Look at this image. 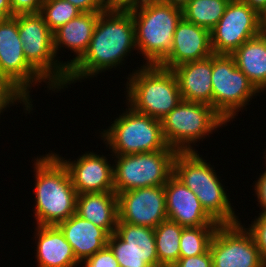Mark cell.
Masks as SVG:
<instances>
[{
    "mask_svg": "<svg viewBox=\"0 0 266 267\" xmlns=\"http://www.w3.org/2000/svg\"><path fill=\"white\" fill-rule=\"evenodd\" d=\"M115 233L150 267H158L154 228L118 222Z\"/></svg>",
    "mask_w": 266,
    "mask_h": 267,
    "instance_id": "cb8c5ba5",
    "label": "cell"
},
{
    "mask_svg": "<svg viewBox=\"0 0 266 267\" xmlns=\"http://www.w3.org/2000/svg\"><path fill=\"white\" fill-rule=\"evenodd\" d=\"M126 106L108 128L99 131V138L112 155L175 150L164 138L161 120L139 113L127 103Z\"/></svg>",
    "mask_w": 266,
    "mask_h": 267,
    "instance_id": "8992f818",
    "label": "cell"
},
{
    "mask_svg": "<svg viewBox=\"0 0 266 267\" xmlns=\"http://www.w3.org/2000/svg\"><path fill=\"white\" fill-rule=\"evenodd\" d=\"M266 92V84H265V86L259 91V94H262V93H265ZM262 92V93H261Z\"/></svg>",
    "mask_w": 266,
    "mask_h": 267,
    "instance_id": "b9f144b4",
    "label": "cell"
},
{
    "mask_svg": "<svg viewBox=\"0 0 266 267\" xmlns=\"http://www.w3.org/2000/svg\"><path fill=\"white\" fill-rule=\"evenodd\" d=\"M139 66L126 78L125 102L135 111L161 120L182 100L175 74L160 65Z\"/></svg>",
    "mask_w": 266,
    "mask_h": 267,
    "instance_id": "277c9868",
    "label": "cell"
},
{
    "mask_svg": "<svg viewBox=\"0 0 266 267\" xmlns=\"http://www.w3.org/2000/svg\"><path fill=\"white\" fill-rule=\"evenodd\" d=\"M265 171L259 174V177L256 181L253 182L255 184L253 186L255 197H257L258 205L261 208V214H266V167Z\"/></svg>",
    "mask_w": 266,
    "mask_h": 267,
    "instance_id": "d590c367",
    "label": "cell"
},
{
    "mask_svg": "<svg viewBox=\"0 0 266 267\" xmlns=\"http://www.w3.org/2000/svg\"><path fill=\"white\" fill-rule=\"evenodd\" d=\"M219 225H204L183 228L180 237V258L201 255L210 248V243Z\"/></svg>",
    "mask_w": 266,
    "mask_h": 267,
    "instance_id": "4316f807",
    "label": "cell"
},
{
    "mask_svg": "<svg viewBox=\"0 0 266 267\" xmlns=\"http://www.w3.org/2000/svg\"><path fill=\"white\" fill-rule=\"evenodd\" d=\"M84 264V265H83ZM119 267L113 252L108 246L80 263V267Z\"/></svg>",
    "mask_w": 266,
    "mask_h": 267,
    "instance_id": "1f68e13d",
    "label": "cell"
},
{
    "mask_svg": "<svg viewBox=\"0 0 266 267\" xmlns=\"http://www.w3.org/2000/svg\"><path fill=\"white\" fill-rule=\"evenodd\" d=\"M0 78L31 107V89L45 83L47 90L57 92L26 60L20 40L17 15L0 20ZM43 82V83H42Z\"/></svg>",
    "mask_w": 266,
    "mask_h": 267,
    "instance_id": "8fae6325",
    "label": "cell"
},
{
    "mask_svg": "<svg viewBox=\"0 0 266 267\" xmlns=\"http://www.w3.org/2000/svg\"><path fill=\"white\" fill-rule=\"evenodd\" d=\"M171 267H212V256L208 250L201 255L179 258Z\"/></svg>",
    "mask_w": 266,
    "mask_h": 267,
    "instance_id": "836d02e7",
    "label": "cell"
},
{
    "mask_svg": "<svg viewBox=\"0 0 266 267\" xmlns=\"http://www.w3.org/2000/svg\"><path fill=\"white\" fill-rule=\"evenodd\" d=\"M248 4L253 10H255L261 17L266 13V0H241Z\"/></svg>",
    "mask_w": 266,
    "mask_h": 267,
    "instance_id": "74e56055",
    "label": "cell"
},
{
    "mask_svg": "<svg viewBox=\"0 0 266 267\" xmlns=\"http://www.w3.org/2000/svg\"><path fill=\"white\" fill-rule=\"evenodd\" d=\"M108 10L129 11L146 3L148 0H105Z\"/></svg>",
    "mask_w": 266,
    "mask_h": 267,
    "instance_id": "8d00e7d4",
    "label": "cell"
},
{
    "mask_svg": "<svg viewBox=\"0 0 266 267\" xmlns=\"http://www.w3.org/2000/svg\"><path fill=\"white\" fill-rule=\"evenodd\" d=\"M262 17L241 0H230L210 31L213 54L232 55L244 42L259 35Z\"/></svg>",
    "mask_w": 266,
    "mask_h": 267,
    "instance_id": "4fadbf2b",
    "label": "cell"
},
{
    "mask_svg": "<svg viewBox=\"0 0 266 267\" xmlns=\"http://www.w3.org/2000/svg\"><path fill=\"white\" fill-rule=\"evenodd\" d=\"M136 50L135 25L131 12H101L87 52L68 71L66 88L87 78H97L98 74L111 71L112 68L119 69Z\"/></svg>",
    "mask_w": 266,
    "mask_h": 267,
    "instance_id": "6da1fadb",
    "label": "cell"
},
{
    "mask_svg": "<svg viewBox=\"0 0 266 267\" xmlns=\"http://www.w3.org/2000/svg\"><path fill=\"white\" fill-rule=\"evenodd\" d=\"M53 153L66 166L77 194L114 192L113 163L108 161L110 157L92 150L79 155L78 159L73 161L59 153Z\"/></svg>",
    "mask_w": 266,
    "mask_h": 267,
    "instance_id": "9a60e30c",
    "label": "cell"
},
{
    "mask_svg": "<svg viewBox=\"0 0 266 267\" xmlns=\"http://www.w3.org/2000/svg\"><path fill=\"white\" fill-rule=\"evenodd\" d=\"M34 230L37 267H80L73 248L57 225H36Z\"/></svg>",
    "mask_w": 266,
    "mask_h": 267,
    "instance_id": "d6986e66",
    "label": "cell"
},
{
    "mask_svg": "<svg viewBox=\"0 0 266 267\" xmlns=\"http://www.w3.org/2000/svg\"><path fill=\"white\" fill-rule=\"evenodd\" d=\"M19 102L20 105L22 104L23 112L25 111V114H27V111L28 114L32 113L31 111L34 109L31 108L18 93H16L6 82L0 78V117L5 110L7 111V109L16 104L18 105Z\"/></svg>",
    "mask_w": 266,
    "mask_h": 267,
    "instance_id": "4dcf8cb0",
    "label": "cell"
},
{
    "mask_svg": "<svg viewBox=\"0 0 266 267\" xmlns=\"http://www.w3.org/2000/svg\"><path fill=\"white\" fill-rule=\"evenodd\" d=\"M81 12H104L107 9L105 0H66Z\"/></svg>",
    "mask_w": 266,
    "mask_h": 267,
    "instance_id": "e575fe53",
    "label": "cell"
},
{
    "mask_svg": "<svg viewBox=\"0 0 266 267\" xmlns=\"http://www.w3.org/2000/svg\"><path fill=\"white\" fill-rule=\"evenodd\" d=\"M259 35L264 40L266 44V24L261 22L260 28H259Z\"/></svg>",
    "mask_w": 266,
    "mask_h": 267,
    "instance_id": "60d3db41",
    "label": "cell"
},
{
    "mask_svg": "<svg viewBox=\"0 0 266 267\" xmlns=\"http://www.w3.org/2000/svg\"><path fill=\"white\" fill-rule=\"evenodd\" d=\"M107 246L113 252L119 267H150L138 253L128 246L115 232L109 236Z\"/></svg>",
    "mask_w": 266,
    "mask_h": 267,
    "instance_id": "f1b7e54d",
    "label": "cell"
},
{
    "mask_svg": "<svg viewBox=\"0 0 266 267\" xmlns=\"http://www.w3.org/2000/svg\"><path fill=\"white\" fill-rule=\"evenodd\" d=\"M176 150H159L131 155H112L114 192L162 186L173 174Z\"/></svg>",
    "mask_w": 266,
    "mask_h": 267,
    "instance_id": "30bf717a",
    "label": "cell"
},
{
    "mask_svg": "<svg viewBox=\"0 0 266 267\" xmlns=\"http://www.w3.org/2000/svg\"><path fill=\"white\" fill-rule=\"evenodd\" d=\"M183 228L178 223L166 219L154 229L158 267H171L179 260Z\"/></svg>",
    "mask_w": 266,
    "mask_h": 267,
    "instance_id": "d4e9b609",
    "label": "cell"
},
{
    "mask_svg": "<svg viewBox=\"0 0 266 267\" xmlns=\"http://www.w3.org/2000/svg\"><path fill=\"white\" fill-rule=\"evenodd\" d=\"M39 13L49 29L54 32L82 12L66 0H44Z\"/></svg>",
    "mask_w": 266,
    "mask_h": 267,
    "instance_id": "83f0119b",
    "label": "cell"
},
{
    "mask_svg": "<svg viewBox=\"0 0 266 267\" xmlns=\"http://www.w3.org/2000/svg\"><path fill=\"white\" fill-rule=\"evenodd\" d=\"M161 125L169 147L177 152H193L197 151L194 148L198 146L197 142L200 144V141L210 138L211 134L228 124L212 106L181 100L161 119Z\"/></svg>",
    "mask_w": 266,
    "mask_h": 267,
    "instance_id": "52a82bcc",
    "label": "cell"
},
{
    "mask_svg": "<svg viewBox=\"0 0 266 267\" xmlns=\"http://www.w3.org/2000/svg\"><path fill=\"white\" fill-rule=\"evenodd\" d=\"M230 0H190L182 9L185 20L211 31L219 22Z\"/></svg>",
    "mask_w": 266,
    "mask_h": 267,
    "instance_id": "484cf974",
    "label": "cell"
},
{
    "mask_svg": "<svg viewBox=\"0 0 266 267\" xmlns=\"http://www.w3.org/2000/svg\"><path fill=\"white\" fill-rule=\"evenodd\" d=\"M253 220L254 221H251L252 223L248 224V226H246L245 223H243V225L248 227L246 229L252 234L264 266L266 267V214L259 213Z\"/></svg>",
    "mask_w": 266,
    "mask_h": 267,
    "instance_id": "f546056e",
    "label": "cell"
},
{
    "mask_svg": "<svg viewBox=\"0 0 266 267\" xmlns=\"http://www.w3.org/2000/svg\"><path fill=\"white\" fill-rule=\"evenodd\" d=\"M12 17L10 0H0V20Z\"/></svg>",
    "mask_w": 266,
    "mask_h": 267,
    "instance_id": "f35d334b",
    "label": "cell"
},
{
    "mask_svg": "<svg viewBox=\"0 0 266 267\" xmlns=\"http://www.w3.org/2000/svg\"><path fill=\"white\" fill-rule=\"evenodd\" d=\"M197 152H177L173 174L197 195L203 209L219 225L241 222L221 176L214 170V165Z\"/></svg>",
    "mask_w": 266,
    "mask_h": 267,
    "instance_id": "3957f363",
    "label": "cell"
},
{
    "mask_svg": "<svg viewBox=\"0 0 266 267\" xmlns=\"http://www.w3.org/2000/svg\"><path fill=\"white\" fill-rule=\"evenodd\" d=\"M135 25V45L144 65H159L171 52L182 9L159 0H148L129 10ZM145 60V61H144Z\"/></svg>",
    "mask_w": 266,
    "mask_h": 267,
    "instance_id": "5b68a950",
    "label": "cell"
},
{
    "mask_svg": "<svg viewBox=\"0 0 266 267\" xmlns=\"http://www.w3.org/2000/svg\"><path fill=\"white\" fill-rule=\"evenodd\" d=\"M175 74L182 100L212 106V55L171 69Z\"/></svg>",
    "mask_w": 266,
    "mask_h": 267,
    "instance_id": "ffe728a7",
    "label": "cell"
},
{
    "mask_svg": "<svg viewBox=\"0 0 266 267\" xmlns=\"http://www.w3.org/2000/svg\"><path fill=\"white\" fill-rule=\"evenodd\" d=\"M34 159L33 226L58 225L76 213V189L66 166L52 151Z\"/></svg>",
    "mask_w": 266,
    "mask_h": 267,
    "instance_id": "7a4b0ae2",
    "label": "cell"
},
{
    "mask_svg": "<svg viewBox=\"0 0 266 267\" xmlns=\"http://www.w3.org/2000/svg\"><path fill=\"white\" fill-rule=\"evenodd\" d=\"M262 22L266 24V13H265L264 16L262 17Z\"/></svg>",
    "mask_w": 266,
    "mask_h": 267,
    "instance_id": "7bdbcfd3",
    "label": "cell"
},
{
    "mask_svg": "<svg viewBox=\"0 0 266 267\" xmlns=\"http://www.w3.org/2000/svg\"><path fill=\"white\" fill-rule=\"evenodd\" d=\"M118 222L156 228L168 219L164 185L144 187L118 194Z\"/></svg>",
    "mask_w": 266,
    "mask_h": 267,
    "instance_id": "5bb4252c",
    "label": "cell"
},
{
    "mask_svg": "<svg viewBox=\"0 0 266 267\" xmlns=\"http://www.w3.org/2000/svg\"><path fill=\"white\" fill-rule=\"evenodd\" d=\"M263 150H264V153H263V154L265 155V156H264V159H265L264 162H265V166H266V149H263Z\"/></svg>",
    "mask_w": 266,
    "mask_h": 267,
    "instance_id": "ee69618b",
    "label": "cell"
},
{
    "mask_svg": "<svg viewBox=\"0 0 266 267\" xmlns=\"http://www.w3.org/2000/svg\"><path fill=\"white\" fill-rule=\"evenodd\" d=\"M237 67L260 91L266 84V44L260 35L244 42L233 54Z\"/></svg>",
    "mask_w": 266,
    "mask_h": 267,
    "instance_id": "603a6c76",
    "label": "cell"
},
{
    "mask_svg": "<svg viewBox=\"0 0 266 267\" xmlns=\"http://www.w3.org/2000/svg\"><path fill=\"white\" fill-rule=\"evenodd\" d=\"M100 13L82 12L53 32L55 55L68 71L87 52ZM61 48L70 50L75 56L68 61H61L58 57Z\"/></svg>",
    "mask_w": 266,
    "mask_h": 267,
    "instance_id": "ac0fdd59",
    "label": "cell"
},
{
    "mask_svg": "<svg viewBox=\"0 0 266 267\" xmlns=\"http://www.w3.org/2000/svg\"><path fill=\"white\" fill-rule=\"evenodd\" d=\"M57 226L73 248L75 257L80 263L108 244L110 234L105 229L97 227L76 213Z\"/></svg>",
    "mask_w": 266,
    "mask_h": 267,
    "instance_id": "44dd1931",
    "label": "cell"
},
{
    "mask_svg": "<svg viewBox=\"0 0 266 267\" xmlns=\"http://www.w3.org/2000/svg\"><path fill=\"white\" fill-rule=\"evenodd\" d=\"M17 25L27 62L58 92L66 88L68 70L58 61L53 32L40 13L18 14Z\"/></svg>",
    "mask_w": 266,
    "mask_h": 267,
    "instance_id": "ba28073f",
    "label": "cell"
},
{
    "mask_svg": "<svg viewBox=\"0 0 266 267\" xmlns=\"http://www.w3.org/2000/svg\"><path fill=\"white\" fill-rule=\"evenodd\" d=\"M76 214L111 235L119 220L118 195L115 192L77 194Z\"/></svg>",
    "mask_w": 266,
    "mask_h": 267,
    "instance_id": "7402d4cb",
    "label": "cell"
},
{
    "mask_svg": "<svg viewBox=\"0 0 266 267\" xmlns=\"http://www.w3.org/2000/svg\"><path fill=\"white\" fill-rule=\"evenodd\" d=\"M159 1L183 9L189 3L190 0H159Z\"/></svg>",
    "mask_w": 266,
    "mask_h": 267,
    "instance_id": "ab89813d",
    "label": "cell"
},
{
    "mask_svg": "<svg viewBox=\"0 0 266 267\" xmlns=\"http://www.w3.org/2000/svg\"><path fill=\"white\" fill-rule=\"evenodd\" d=\"M212 107L227 122L247 109L259 91L237 67L232 55L212 54ZM255 96V97H254ZM253 98V99H252Z\"/></svg>",
    "mask_w": 266,
    "mask_h": 267,
    "instance_id": "9c48e42d",
    "label": "cell"
},
{
    "mask_svg": "<svg viewBox=\"0 0 266 267\" xmlns=\"http://www.w3.org/2000/svg\"><path fill=\"white\" fill-rule=\"evenodd\" d=\"M212 54L210 31L182 17L174 32L172 50L159 65L172 69L186 62L202 60Z\"/></svg>",
    "mask_w": 266,
    "mask_h": 267,
    "instance_id": "e0dca14e",
    "label": "cell"
},
{
    "mask_svg": "<svg viewBox=\"0 0 266 267\" xmlns=\"http://www.w3.org/2000/svg\"><path fill=\"white\" fill-rule=\"evenodd\" d=\"M44 0H10L12 17L18 14L39 13Z\"/></svg>",
    "mask_w": 266,
    "mask_h": 267,
    "instance_id": "d6a6232c",
    "label": "cell"
},
{
    "mask_svg": "<svg viewBox=\"0 0 266 267\" xmlns=\"http://www.w3.org/2000/svg\"><path fill=\"white\" fill-rule=\"evenodd\" d=\"M209 251L212 267H265L252 234L242 222L219 225Z\"/></svg>",
    "mask_w": 266,
    "mask_h": 267,
    "instance_id": "7c38bea8",
    "label": "cell"
},
{
    "mask_svg": "<svg viewBox=\"0 0 266 267\" xmlns=\"http://www.w3.org/2000/svg\"><path fill=\"white\" fill-rule=\"evenodd\" d=\"M164 188L166 213L169 220L184 228L219 225L203 209L197 195L174 174L168 178Z\"/></svg>",
    "mask_w": 266,
    "mask_h": 267,
    "instance_id": "2e32d148",
    "label": "cell"
}]
</instances>
